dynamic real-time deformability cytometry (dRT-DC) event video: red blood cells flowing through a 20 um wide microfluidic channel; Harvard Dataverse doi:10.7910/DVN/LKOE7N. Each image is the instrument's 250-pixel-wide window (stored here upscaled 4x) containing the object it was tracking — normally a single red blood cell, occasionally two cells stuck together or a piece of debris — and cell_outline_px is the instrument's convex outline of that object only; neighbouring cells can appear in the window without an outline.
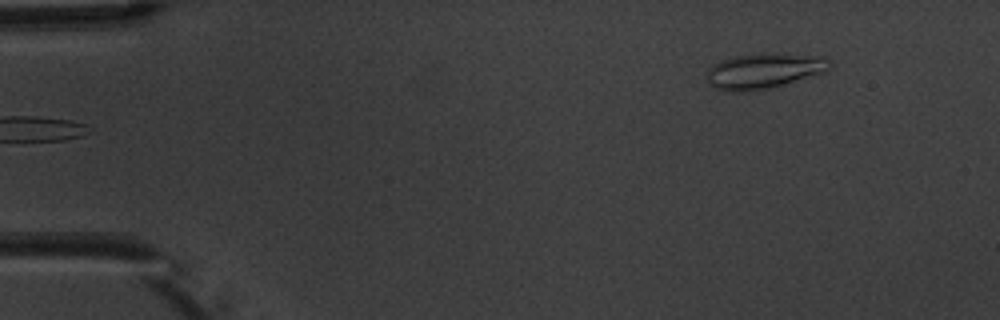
{"species": "common noctule bat (a hibernating species)", "species_latin": "Nyctalus noctula", "temperature_condition": "warm", "stored_images_in_passage": 6, "camera_frame_rate_fps": 3000, "um_per_image_px": 0.085, "animal": {"sex": "male", "body_mass_g": 20.1, "forearm_length_mm": 53.5}, "frame": {"image": 1, "passage_image": 6, "time_ms": 6.0, "image_size_px": [1000, 320], "cell_outline_px": [[832, 64], [824, 72], [768, 88], [748, 92], [724, 92], [712, 88], [708, 80], [708, 68], [712, 64], [720, 60], [736, 56], [756, 52], [772, 52], [828, 56]], "centroid_in_image_um": [64.91, 6.0], "position_along_channel_um": 20.1, "area_um2": 25.89}}